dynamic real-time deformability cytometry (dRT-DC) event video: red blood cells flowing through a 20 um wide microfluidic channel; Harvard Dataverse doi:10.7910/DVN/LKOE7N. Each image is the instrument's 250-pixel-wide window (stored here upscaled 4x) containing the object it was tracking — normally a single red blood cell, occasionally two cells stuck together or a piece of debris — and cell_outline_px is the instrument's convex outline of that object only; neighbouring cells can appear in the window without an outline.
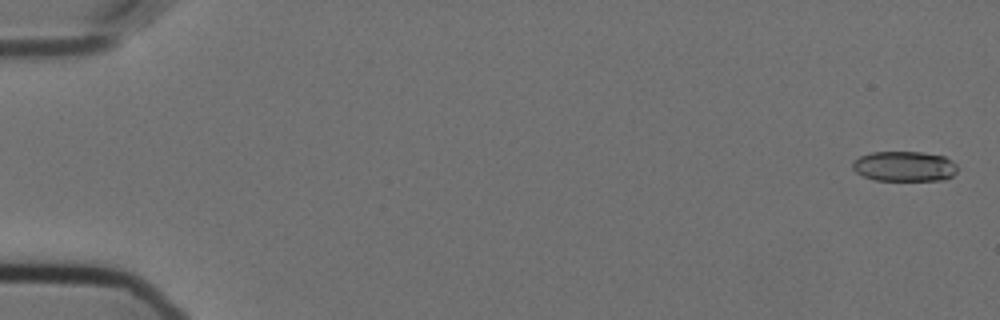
{"species": "Egyptian fruit bat (a non-hibernating species)", "species_latin": "Rousettus aegyptiacus", "temperature_condition": "cold", "stored_images_in_passage": 13, "camera_frame_rate_fps": 3000, "um_per_image_px": 0.085, "animal": {"sex": "female"}, "frame": {"image": 1, "passage_image": 2, "time_ms": 0.333, "image_size_px": [1000, 320], "cell_outline_px": [[956, 172], [952, 176], [944, 180], [876, 180], [864, 176], [856, 172], [852, 168], [852, 160], [860, 156], [872, 152], [924, 152], [944, 156], [952, 160], [956, 164]], "centroid_in_image_um": [76.87, 14.13], "position_along_channel_um": 8.1, "area_um2": 18.5}}